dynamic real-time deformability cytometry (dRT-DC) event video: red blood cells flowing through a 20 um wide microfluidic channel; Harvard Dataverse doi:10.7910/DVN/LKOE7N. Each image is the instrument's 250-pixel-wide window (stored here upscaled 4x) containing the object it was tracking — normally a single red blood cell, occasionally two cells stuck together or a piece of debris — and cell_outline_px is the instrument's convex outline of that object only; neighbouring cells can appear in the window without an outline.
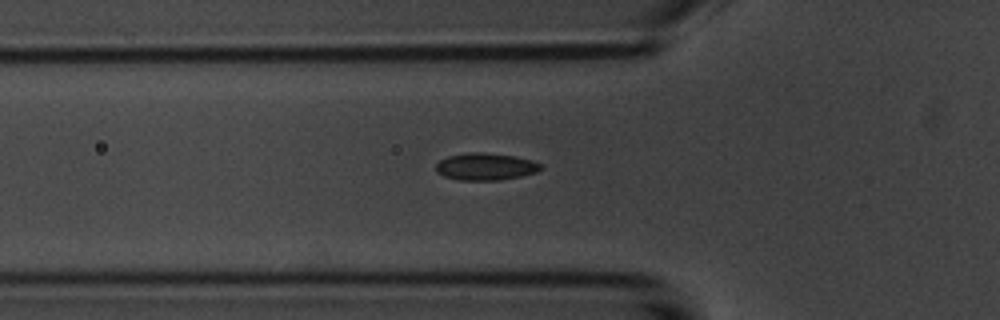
{"species": "common noctule bat (a hibernating species)", "species_latin": "Nyctalus noctula", "temperature_condition": "room temperature", "stored_images_in_passage": 48, "camera_frame_rate_fps": 3000, "um_per_image_px": 0.085, "animal": {"sex": "male", "body_mass_g": 20.1, "forearm_length_mm": 53.5}, "frame": {"image": 1, "passage_image": 18, "time_ms": 5.667, "image_size_px": [1000, 320], "cell_outline_px": [[540, 168], [536, 172], [520, 176], [500, 180], [456, 180], [444, 176], [436, 172], [436, 164], [440, 160], [448, 156], [468, 152], [484, 152], [516, 156], [532, 160], [540, 164]], "centroid_in_image_um": [41.23, 14.16], "position_along_channel_um": 84.6, "area_um2": 16.59}}
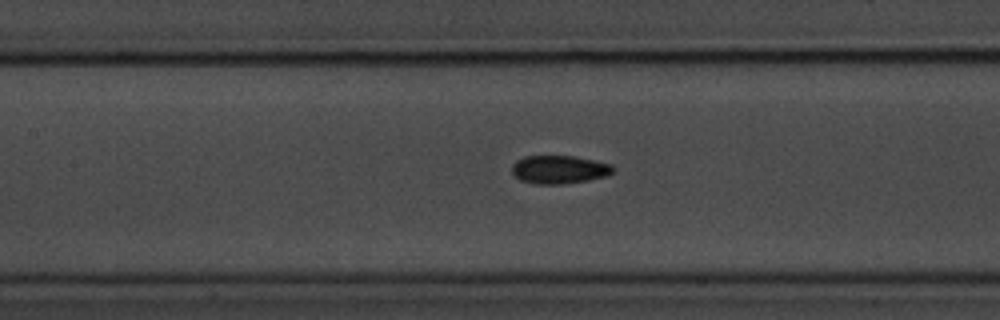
{"frame": {"image": 2, "passage_image": 24, "time_ms": 7.667, "image_size_px": [1000, 320], "cell_outline_px": [[616, 168], [608, 176], [588, 180], [560, 184], [536, 184], [520, 180], [512, 172], [512, 164], [516, 160], [524, 156], [576, 156], [612, 164]], "centroid_in_image_um": [47.55, 14.4], "position_along_channel_um": 159.8, "area_um2": 16.76}}
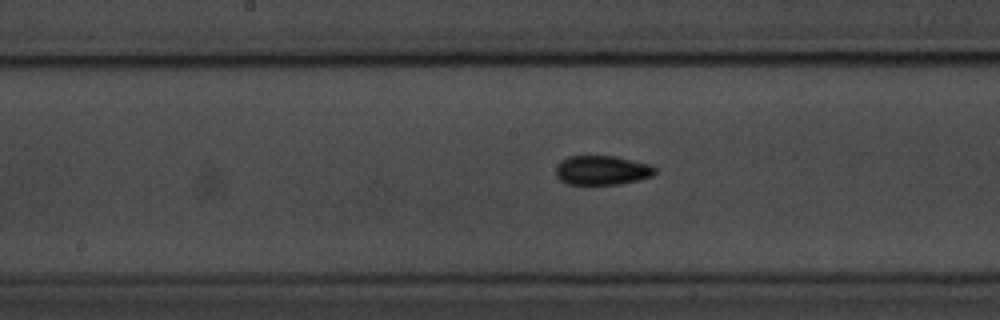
{"frame": {"image": 3, "passage_image": 27, "time_ms": 8.667, "image_size_px": [1000, 320], "cell_outline_px": [[656, 172], [652, 176], [640, 180], [620, 184], [568, 184], [560, 180], [556, 176], [556, 168], [560, 160], [568, 156], [612, 156], [652, 164], [656, 168]], "centroid_in_image_um": [51.19, 14.47], "position_along_channel_um": 197.0, "area_um2": 17.05}, "authors_computed_cell_mechanics": {"area_um2": 16.2707, "velocity_mm_per_s": 3.7201, "shape_relaxation_time_tau1_ms": 4.5685, "shape_relaxation_time_tau2_ms": 2.7772, "deformation_change_tau1": 0.1033, "deformation_change_tau2": 0.0752}}